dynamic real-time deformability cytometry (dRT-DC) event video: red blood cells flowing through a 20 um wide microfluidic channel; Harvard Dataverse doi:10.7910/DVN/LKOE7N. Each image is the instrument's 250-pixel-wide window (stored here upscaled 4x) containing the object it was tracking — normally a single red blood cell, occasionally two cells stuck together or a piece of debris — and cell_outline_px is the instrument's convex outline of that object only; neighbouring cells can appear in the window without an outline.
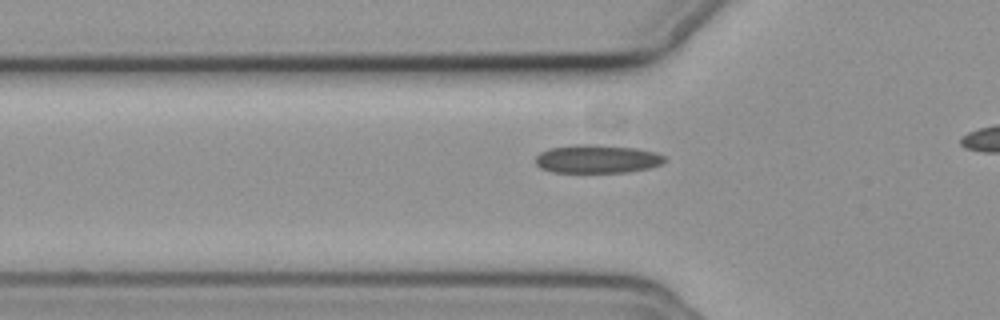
{"species": "common noctule bat (a hibernating species)", "species_latin": "Nyctalus noctula", "temperature_condition": "cold", "stored_images_in_passage": 40, "camera_frame_rate_fps": 3000, "um_per_image_px": 0.085, "animal": {"sex": "female", "body_mass_g": 19.3, "forearm_length_mm": 54.1}, "frame": {"image": 1, "passage_image": 13, "time_ms": 4.0, "image_size_px": [1000, 320], "cell_outline_px": [[668, 160], [664, 164], [648, 168], [628, 172], [552, 172], [540, 168], [536, 164], [536, 156], [540, 152], [548, 148], [576, 144], [596, 144], [636, 148], [656, 152], [664, 156]], "centroid_in_image_um": [50.77, 13.5], "position_along_channel_um": 75.0, "area_um2": 21.62}}
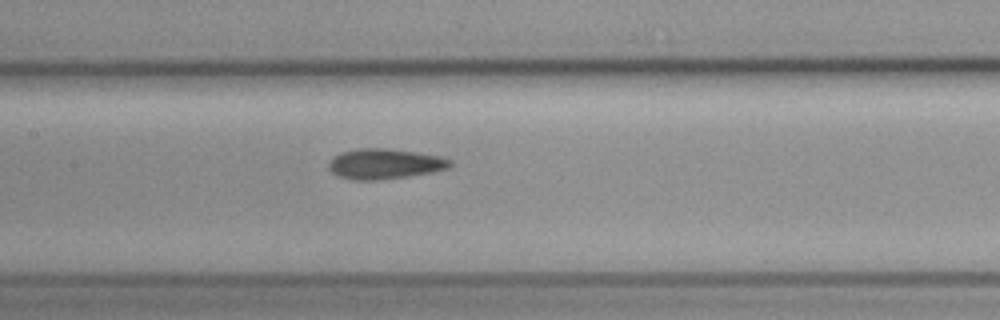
{"frame": {"image": 2, "passage_image": 21, "time_ms": 6.667, "image_size_px": [1000, 320], "cell_outline_px": [[452, 164], [448, 168], [432, 172], [408, 176], [380, 180], [352, 180], [340, 176], [332, 172], [328, 168], [328, 164], [340, 152], [360, 148], [384, 148], [440, 156], [452, 160]], "centroid_in_image_um": [32.7, 13.93], "position_along_channel_um": 174.7, "area_um2": 21.21}}
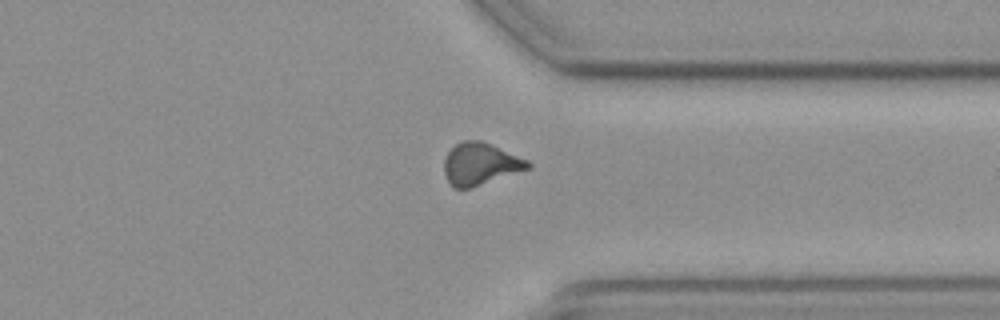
{"frame": {"image": 3, "passage_image": 37, "time_ms": 12.0, "image_size_px": [1000, 320], "cell_outline_px": [[532, 168], [468, 188], [452, 188], [444, 172], [444, 160], [448, 152], [460, 140], [480, 140], [528, 160], [532, 164]], "centroid_in_image_um": [40.82, 13.93], "position_along_channel_um": 370.6, "area_um2": 20.35}}